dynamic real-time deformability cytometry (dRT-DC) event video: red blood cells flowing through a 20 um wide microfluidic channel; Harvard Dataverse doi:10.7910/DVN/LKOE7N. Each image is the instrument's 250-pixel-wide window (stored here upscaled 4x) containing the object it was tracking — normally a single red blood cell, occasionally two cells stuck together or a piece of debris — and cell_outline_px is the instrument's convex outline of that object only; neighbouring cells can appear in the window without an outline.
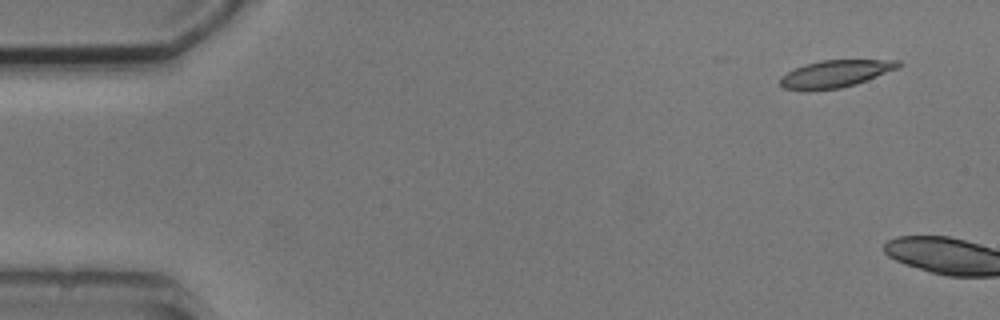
{"species": "common noctule bat (a hibernating species)", "species_latin": "Nyctalus noctula", "temperature_condition": "cold", "stored_images_in_passage": 2, "camera_frame_rate_fps": 3000, "um_per_image_px": 0.085, "animal": {"sex": "male", "body_mass_g": 20.5, "forearm_length_mm": 52.5}, "frame": {"image": 1, "passage_image": 1, "time_ms": 0.0, "image_size_px": [1000, 320], "cell_outline_px": [[904, 64], [900, 68], [856, 84], [840, 88], [784, 88], [780, 84], [780, 76], [804, 64], [824, 60], [900, 60]], "centroid_in_image_um": [71.12, 6.23], "position_along_channel_um": 13.9, "area_um2": 18.26}}